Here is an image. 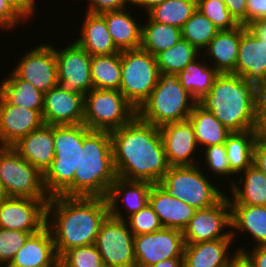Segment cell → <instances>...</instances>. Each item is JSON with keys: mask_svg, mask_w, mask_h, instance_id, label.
<instances>
[{"mask_svg": "<svg viewBox=\"0 0 266 267\" xmlns=\"http://www.w3.org/2000/svg\"><path fill=\"white\" fill-rule=\"evenodd\" d=\"M118 178L157 184L169 170L159 127L136 115L110 132Z\"/></svg>", "mask_w": 266, "mask_h": 267, "instance_id": "cell-1", "label": "cell"}, {"mask_svg": "<svg viewBox=\"0 0 266 267\" xmlns=\"http://www.w3.org/2000/svg\"><path fill=\"white\" fill-rule=\"evenodd\" d=\"M108 215V202L103 197H50L46 226L51 231L58 257L71 248L95 244Z\"/></svg>", "mask_w": 266, "mask_h": 267, "instance_id": "cell-2", "label": "cell"}, {"mask_svg": "<svg viewBox=\"0 0 266 267\" xmlns=\"http://www.w3.org/2000/svg\"><path fill=\"white\" fill-rule=\"evenodd\" d=\"M198 103L230 132L258 130L259 90L239 75L219 73Z\"/></svg>", "mask_w": 266, "mask_h": 267, "instance_id": "cell-3", "label": "cell"}, {"mask_svg": "<svg viewBox=\"0 0 266 267\" xmlns=\"http://www.w3.org/2000/svg\"><path fill=\"white\" fill-rule=\"evenodd\" d=\"M82 148L85 157L76 168L73 182L60 195L106 198L117 178L110 132L90 130L83 124Z\"/></svg>", "mask_w": 266, "mask_h": 267, "instance_id": "cell-4", "label": "cell"}, {"mask_svg": "<svg viewBox=\"0 0 266 267\" xmlns=\"http://www.w3.org/2000/svg\"><path fill=\"white\" fill-rule=\"evenodd\" d=\"M197 101L178 80L177 74L160 73L158 83L137 110L144 121L160 127L187 120Z\"/></svg>", "mask_w": 266, "mask_h": 267, "instance_id": "cell-5", "label": "cell"}, {"mask_svg": "<svg viewBox=\"0 0 266 267\" xmlns=\"http://www.w3.org/2000/svg\"><path fill=\"white\" fill-rule=\"evenodd\" d=\"M55 155L51 166L43 174V184L49 197L60 195L72 182L83 150V123L53 126Z\"/></svg>", "mask_w": 266, "mask_h": 267, "instance_id": "cell-6", "label": "cell"}, {"mask_svg": "<svg viewBox=\"0 0 266 267\" xmlns=\"http://www.w3.org/2000/svg\"><path fill=\"white\" fill-rule=\"evenodd\" d=\"M199 165L170 166L164 178L157 184L173 196L195 209H204L216 204L225 194L218 185L210 182Z\"/></svg>", "mask_w": 266, "mask_h": 267, "instance_id": "cell-7", "label": "cell"}, {"mask_svg": "<svg viewBox=\"0 0 266 267\" xmlns=\"http://www.w3.org/2000/svg\"><path fill=\"white\" fill-rule=\"evenodd\" d=\"M136 115V108L119 90L93 88L84 95L83 124L90 130L112 132Z\"/></svg>", "mask_w": 266, "mask_h": 267, "instance_id": "cell-8", "label": "cell"}, {"mask_svg": "<svg viewBox=\"0 0 266 267\" xmlns=\"http://www.w3.org/2000/svg\"><path fill=\"white\" fill-rule=\"evenodd\" d=\"M155 56L142 49L121 51L119 91L138 110L148 99L159 80Z\"/></svg>", "mask_w": 266, "mask_h": 267, "instance_id": "cell-9", "label": "cell"}, {"mask_svg": "<svg viewBox=\"0 0 266 267\" xmlns=\"http://www.w3.org/2000/svg\"><path fill=\"white\" fill-rule=\"evenodd\" d=\"M0 181L9 197L50 199L43 174L12 147H0Z\"/></svg>", "mask_w": 266, "mask_h": 267, "instance_id": "cell-10", "label": "cell"}, {"mask_svg": "<svg viewBox=\"0 0 266 267\" xmlns=\"http://www.w3.org/2000/svg\"><path fill=\"white\" fill-rule=\"evenodd\" d=\"M125 220L110 215L101 224L96 237L105 267H136L133 233Z\"/></svg>", "mask_w": 266, "mask_h": 267, "instance_id": "cell-11", "label": "cell"}, {"mask_svg": "<svg viewBox=\"0 0 266 267\" xmlns=\"http://www.w3.org/2000/svg\"><path fill=\"white\" fill-rule=\"evenodd\" d=\"M226 227L231 228V207L228 196L224 195L213 206L196 209L182 232L184 243L194 244L219 238H233L231 230L223 231Z\"/></svg>", "mask_w": 266, "mask_h": 267, "instance_id": "cell-12", "label": "cell"}, {"mask_svg": "<svg viewBox=\"0 0 266 267\" xmlns=\"http://www.w3.org/2000/svg\"><path fill=\"white\" fill-rule=\"evenodd\" d=\"M136 267H148L171 258H183L184 238L180 230H161L133 237Z\"/></svg>", "mask_w": 266, "mask_h": 267, "instance_id": "cell-13", "label": "cell"}, {"mask_svg": "<svg viewBox=\"0 0 266 267\" xmlns=\"http://www.w3.org/2000/svg\"><path fill=\"white\" fill-rule=\"evenodd\" d=\"M53 48L57 60L58 85L83 96L92 90L91 55L75 41L60 51Z\"/></svg>", "mask_w": 266, "mask_h": 267, "instance_id": "cell-14", "label": "cell"}, {"mask_svg": "<svg viewBox=\"0 0 266 267\" xmlns=\"http://www.w3.org/2000/svg\"><path fill=\"white\" fill-rule=\"evenodd\" d=\"M7 78L24 79L44 94L57 86V60L51 43L27 51Z\"/></svg>", "mask_w": 266, "mask_h": 267, "instance_id": "cell-15", "label": "cell"}, {"mask_svg": "<svg viewBox=\"0 0 266 267\" xmlns=\"http://www.w3.org/2000/svg\"><path fill=\"white\" fill-rule=\"evenodd\" d=\"M49 199L9 197L0 203V228L39 232L46 226Z\"/></svg>", "mask_w": 266, "mask_h": 267, "instance_id": "cell-16", "label": "cell"}, {"mask_svg": "<svg viewBox=\"0 0 266 267\" xmlns=\"http://www.w3.org/2000/svg\"><path fill=\"white\" fill-rule=\"evenodd\" d=\"M232 73L258 90L266 87V41L243 25L236 68Z\"/></svg>", "mask_w": 266, "mask_h": 267, "instance_id": "cell-17", "label": "cell"}, {"mask_svg": "<svg viewBox=\"0 0 266 267\" xmlns=\"http://www.w3.org/2000/svg\"><path fill=\"white\" fill-rule=\"evenodd\" d=\"M43 110H32L10 104L0 94V147H12L45 123Z\"/></svg>", "mask_w": 266, "mask_h": 267, "instance_id": "cell-18", "label": "cell"}, {"mask_svg": "<svg viewBox=\"0 0 266 267\" xmlns=\"http://www.w3.org/2000/svg\"><path fill=\"white\" fill-rule=\"evenodd\" d=\"M159 130L170 166H192L201 163L193 159L198 145L189 119L164 124L159 127Z\"/></svg>", "mask_w": 266, "mask_h": 267, "instance_id": "cell-19", "label": "cell"}, {"mask_svg": "<svg viewBox=\"0 0 266 267\" xmlns=\"http://www.w3.org/2000/svg\"><path fill=\"white\" fill-rule=\"evenodd\" d=\"M44 123L53 126L83 123L84 96L64 90L59 85L45 93L42 112Z\"/></svg>", "mask_w": 266, "mask_h": 267, "instance_id": "cell-20", "label": "cell"}, {"mask_svg": "<svg viewBox=\"0 0 266 267\" xmlns=\"http://www.w3.org/2000/svg\"><path fill=\"white\" fill-rule=\"evenodd\" d=\"M152 183L147 181H129L121 178H116L112 183L109 192L106 196L109 208V215L126 220L121 208H118V203L124 202L125 210H128V217L141 210L147 203H149V193ZM121 197V199H120ZM121 211V212H120Z\"/></svg>", "mask_w": 266, "mask_h": 267, "instance_id": "cell-21", "label": "cell"}, {"mask_svg": "<svg viewBox=\"0 0 266 267\" xmlns=\"http://www.w3.org/2000/svg\"><path fill=\"white\" fill-rule=\"evenodd\" d=\"M12 148L44 174L55 155L53 125L44 124L20 139Z\"/></svg>", "mask_w": 266, "mask_h": 267, "instance_id": "cell-22", "label": "cell"}, {"mask_svg": "<svg viewBox=\"0 0 266 267\" xmlns=\"http://www.w3.org/2000/svg\"><path fill=\"white\" fill-rule=\"evenodd\" d=\"M42 265H60L53 237L47 226L28 237L7 267H38Z\"/></svg>", "mask_w": 266, "mask_h": 267, "instance_id": "cell-23", "label": "cell"}, {"mask_svg": "<svg viewBox=\"0 0 266 267\" xmlns=\"http://www.w3.org/2000/svg\"><path fill=\"white\" fill-rule=\"evenodd\" d=\"M149 204L158 215L163 228L183 232L196 209L173 196L168 195L158 184H152Z\"/></svg>", "mask_w": 266, "mask_h": 267, "instance_id": "cell-24", "label": "cell"}, {"mask_svg": "<svg viewBox=\"0 0 266 267\" xmlns=\"http://www.w3.org/2000/svg\"><path fill=\"white\" fill-rule=\"evenodd\" d=\"M242 36V25L230 30H219L202 51L218 73H232L236 68ZM212 58V59H211Z\"/></svg>", "mask_w": 266, "mask_h": 267, "instance_id": "cell-25", "label": "cell"}, {"mask_svg": "<svg viewBox=\"0 0 266 267\" xmlns=\"http://www.w3.org/2000/svg\"><path fill=\"white\" fill-rule=\"evenodd\" d=\"M233 238H219L212 241L185 244L184 267H225L232 255L228 250ZM231 245V246H230Z\"/></svg>", "mask_w": 266, "mask_h": 267, "instance_id": "cell-26", "label": "cell"}, {"mask_svg": "<svg viewBox=\"0 0 266 267\" xmlns=\"http://www.w3.org/2000/svg\"><path fill=\"white\" fill-rule=\"evenodd\" d=\"M81 35L75 42L91 56L119 53L105 19L100 14L86 12L81 25Z\"/></svg>", "mask_w": 266, "mask_h": 267, "instance_id": "cell-27", "label": "cell"}, {"mask_svg": "<svg viewBox=\"0 0 266 267\" xmlns=\"http://www.w3.org/2000/svg\"><path fill=\"white\" fill-rule=\"evenodd\" d=\"M100 15L105 19L112 40L120 52L140 48L142 25L126 9L106 11Z\"/></svg>", "mask_w": 266, "mask_h": 267, "instance_id": "cell-28", "label": "cell"}, {"mask_svg": "<svg viewBox=\"0 0 266 267\" xmlns=\"http://www.w3.org/2000/svg\"><path fill=\"white\" fill-rule=\"evenodd\" d=\"M230 207L233 239L239 231L248 232L256 241L254 246L266 245V206L230 204Z\"/></svg>", "mask_w": 266, "mask_h": 267, "instance_id": "cell-29", "label": "cell"}, {"mask_svg": "<svg viewBox=\"0 0 266 267\" xmlns=\"http://www.w3.org/2000/svg\"><path fill=\"white\" fill-rule=\"evenodd\" d=\"M242 173L245 174V178L240 176L239 183L241 186L244 183L243 187L234 180L230 182L233 198L228 197L229 203L266 206V175L254 164Z\"/></svg>", "mask_w": 266, "mask_h": 267, "instance_id": "cell-30", "label": "cell"}, {"mask_svg": "<svg viewBox=\"0 0 266 267\" xmlns=\"http://www.w3.org/2000/svg\"><path fill=\"white\" fill-rule=\"evenodd\" d=\"M188 119L193 125L197 145L203 146V149L211 145L225 144L227 137L232 133L215 118L212 112L198 102Z\"/></svg>", "mask_w": 266, "mask_h": 267, "instance_id": "cell-31", "label": "cell"}, {"mask_svg": "<svg viewBox=\"0 0 266 267\" xmlns=\"http://www.w3.org/2000/svg\"><path fill=\"white\" fill-rule=\"evenodd\" d=\"M258 130L232 132L225 142L226 154L230 171L240 175L246 168L253 164V149Z\"/></svg>", "mask_w": 266, "mask_h": 267, "instance_id": "cell-32", "label": "cell"}, {"mask_svg": "<svg viewBox=\"0 0 266 267\" xmlns=\"http://www.w3.org/2000/svg\"><path fill=\"white\" fill-rule=\"evenodd\" d=\"M200 56L188 63L185 69L177 74L183 88L199 102L211 89L216 76L219 74L210 63H201ZM205 63V64H204Z\"/></svg>", "mask_w": 266, "mask_h": 267, "instance_id": "cell-33", "label": "cell"}, {"mask_svg": "<svg viewBox=\"0 0 266 267\" xmlns=\"http://www.w3.org/2000/svg\"><path fill=\"white\" fill-rule=\"evenodd\" d=\"M0 94L10 103L26 109L43 110L45 94L21 78H5Z\"/></svg>", "mask_w": 266, "mask_h": 267, "instance_id": "cell-34", "label": "cell"}, {"mask_svg": "<svg viewBox=\"0 0 266 267\" xmlns=\"http://www.w3.org/2000/svg\"><path fill=\"white\" fill-rule=\"evenodd\" d=\"M181 38L180 28L153 21L148 17L147 23L142 26L140 49L155 56L171 48Z\"/></svg>", "mask_w": 266, "mask_h": 267, "instance_id": "cell-35", "label": "cell"}, {"mask_svg": "<svg viewBox=\"0 0 266 267\" xmlns=\"http://www.w3.org/2000/svg\"><path fill=\"white\" fill-rule=\"evenodd\" d=\"M93 88L119 90L121 85V52L91 56Z\"/></svg>", "mask_w": 266, "mask_h": 267, "instance_id": "cell-36", "label": "cell"}, {"mask_svg": "<svg viewBox=\"0 0 266 267\" xmlns=\"http://www.w3.org/2000/svg\"><path fill=\"white\" fill-rule=\"evenodd\" d=\"M201 53L195 46L181 38L171 48L157 53L155 59L160 73L178 74Z\"/></svg>", "mask_w": 266, "mask_h": 267, "instance_id": "cell-37", "label": "cell"}, {"mask_svg": "<svg viewBox=\"0 0 266 267\" xmlns=\"http://www.w3.org/2000/svg\"><path fill=\"white\" fill-rule=\"evenodd\" d=\"M196 10L197 0H167L146 14L153 21L181 29Z\"/></svg>", "mask_w": 266, "mask_h": 267, "instance_id": "cell-38", "label": "cell"}, {"mask_svg": "<svg viewBox=\"0 0 266 267\" xmlns=\"http://www.w3.org/2000/svg\"><path fill=\"white\" fill-rule=\"evenodd\" d=\"M219 29L214 23L196 10L181 28L182 39L187 40L200 52L209 44Z\"/></svg>", "mask_w": 266, "mask_h": 267, "instance_id": "cell-39", "label": "cell"}, {"mask_svg": "<svg viewBox=\"0 0 266 267\" xmlns=\"http://www.w3.org/2000/svg\"><path fill=\"white\" fill-rule=\"evenodd\" d=\"M59 260L60 267H105L95 244L71 248Z\"/></svg>", "mask_w": 266, "mask_h": 267, "instance_id": "cell-40", "label": "cell"}, {"mask_svg": "<svg viewBox=\"0 0 266 267\" xmlns=\"http://www.w3.org/2000/svg\"><path fill=\"white\" fill-rule=\"evenodd\" d=\"M197 10L209 18L219 30H230L239 26L222 0H197Z\"/></svg>", "mask_w": 266, "mask_h": 267, "instance_id": "cell-41", "label": "cell"}, {"mask_svg": "<svg viewBox=\"0 0 266 267\" xmlns=\"http://www.w3.org/2000/svg\"><path fill=\"white\" fill-rule=\"evenodd\" d=\"M34 233L37 232L0 228V267H7L28 237Z\"/></svg>", "mask_w": 266, "mask_h": 267, "instance_id": "cell-42", "label": "cell"}, {"mask_svg": "<svg viewBox=\"0 0 266 267\" xmlns=\"http://www.w3.org/2000/svg\"><path fill=\"white\" fill-rule=\"evenodd\" d=\"M125 221L134 236L152 233L163 228L158 215L149 203L137 213L126 216Z\"/></svg>", "mask_w": 266, "mask_h": 267, "instance_id": "cell-43", "label": "cell"}, {"mask_svg": "<svg viewBox=\"0 0 266 267\" xmlns=\"http://www.w3.org/2000/svg\"><path fill=\"white\" fill-rule=\"evenodd\" d=\"M204 149L206 165L211 172L217 174L216 176H227V178L233 175L230 171L225 144L211 145Z\"/></svg>", "mask_w": 266, "mask_h": 267, "instance_id": "cell-44", "label": "cell"}, {"mask_svg": "<svg viewBox=\"0 0 266 267\" xmlns=\"http://www.w3.org/2000/svg\"><path fill=\"white\" fill-rule=\"evenodd\" d=\"M21 20H25L8 2L0 0V28L13 29Z\"/></svg>", "mask_w": 266, "mask_h": 267, "instance_id": "cell-45", "label": "cell"}, {"mask_svg": "<svg viewBox=\"0 0 266 267\" xmlns=\"http://www.w3.org/2000/svg\"><path fill=\"white\" fill-rule=\"evenodd\" d=\"M88 2L87 12L94 14L125 9L126 4H131V0H88Z\"/></svg>", "mask_w": 266, "mask_h": 267, "instance_id": "cell-46", "label": "cell"}, {"mask_svg": "<svg viewBox=\"0 0 266 267\" xmlns=\"http://www.w3.org/2000/svg\"><path fill=\"white\" fill-rule=\"evenodd\" d=\"M266 18V0H246V27Z\"/></svg>", "mask_w": 266, "mask_h": 267, "instance_id": "cell-47", "label": "cell"}, {"mask_svg": "<svg viewBox=\"0 0 266 267\" xmlns=\"http://www.w3.org/2000/svg\"><path fill=\"white\" fill-rule=\"evenodd\" d=\"M239 25L246 27V0H222Z\"/></svg>", "mask_w": 266, "mask_h": 267, "instance_id": "cell-48", "label": "cell"}, {"mask_svg": "<svg viewBox=\"0 0 266 267\" xmlns=\"http://www.w3.org/2000/svg\"><path fill=\"white\" fill-rule=\"evenodd\" d=\"M253 164L266 175V139L260 136L254 144Z\"/></svg>", "mask_w": 266, "mask_h": 267, "instance_id": "cell-49", "label": "cell"}, {"mask_svg": "<svg viewBox=\"0 0 266 267\" xmlns=\"http://www.w3.org/2000/svg\"><path fill=\"white\" fill-rule=\"evenodd\" d=\"M237 251L244 252L252 262L253 267H266V245L255 246L251 252L245 251L243 247H239Z\"/></svg>", "mask_w": 266, "mask_h": 267, "instance_id": "cell-50", "label": "cell"}, {"mask_svg": "<svg viewBox=\"0 0 266 267\" xmlns=\"http://www.w3.org/2000/svg\"><path fill=\"white\" fill-rule=\"evenodd\" d=\"M12 7L26 20L36 12L35 0H8ZM31 16V17H30Z\"/></svg>", "mask_w": 266, "mask_h": 267, "instance_id": "cell-51", "label": "cell"}, {"mask_svg": "<svg viewBox=\"0 0 266 267\" xmlns=\"http://www.w3.org/2000/svg\"><path fill=\"white\" fill-rule=\"evenodd\" d=\"M258 134L266 139V87L259 90V125Z\"/></svg>", "mask_w": 266, "mask_h": 267, "instance_id": "cell-52", "label": "cell"}, {"mask_svg": "<svg viewBox=\"0 0 266 267\" xmlns=\"http://www.w3.org/2000/svg\"><path fill=\"white\" fill-rule=\"evenodd\" d=\"M235 251L225 267H253L252 262L244 252Z\"/></svg>", "mask_w": 266, "mask_h": 267, "instance_id": "cell-53", "label": "cell"}, {"mask_svg": "<svg viewBox=\"0 0 266 267\" xmlns=\"http://www.w3.org/2000/svg\"><path fill=\"white\" fill-rule=\"evenodd\" d=\"M248 28L261 40L266 41V18L254 22Z\"/></svg>", "mask_w": 266, "mask_h": 267, "instance_id": "cell-54", "label": "cell"}, {"mask_svg": "<svg viewBox=\"0 0 266 267\" xmlns=\"http://www.w3.org/2000/svg\"><path fill=\"white\" fill-rule=\"evenodd\" d=\"M167 0H131V4L138 7L143 8L146 10V13L150 11L153 7L162 4Z\"/></svg>", "mask_w": 266, "mask_h": 267, "instance_id": "cell-55", "label": "cell"}, {"mask_svg": "<svg viewBox=\"0 0 266 267\" xmlns=\"http://www.w3.org/2000/svg\"><path fill=\"white\" fill-rule=\"evenodd\" d=\"M148 267H184L183 258H171L167 260H162L161 262L152 264Z\"/></svg>", "mask_w": 266, "mask_h": 267, "instance_id": "cell-56", "label": "cell"}, {"mask_svg": "<svg viewBox=\"0 0 266 267\" xmlns=\"http://www.w3.org/2000/svg\"><path fill=\"white\" fill-rule=\"evenodd\" d=\"M8 198H9V195L5 187L3 186V183L0 181V203Z\"/></svg>", "mask_w": 266, "mask_h": 267, "instance_id": "cell-57", "label": "cell"}, {"mask_svg": "<svg viewBox=\"0 0 266 267\" xmlns=\"http://www.w3.org/2000/svg\"><path fill=\"white\" fill-rule=\"evenodd\" d=\"M38 267H60V265H42Z\"/></svg>", "mask_w": 266, "mask_h": 267, "instance_id": "cell-58", "label": "cell"}]
</instances>
